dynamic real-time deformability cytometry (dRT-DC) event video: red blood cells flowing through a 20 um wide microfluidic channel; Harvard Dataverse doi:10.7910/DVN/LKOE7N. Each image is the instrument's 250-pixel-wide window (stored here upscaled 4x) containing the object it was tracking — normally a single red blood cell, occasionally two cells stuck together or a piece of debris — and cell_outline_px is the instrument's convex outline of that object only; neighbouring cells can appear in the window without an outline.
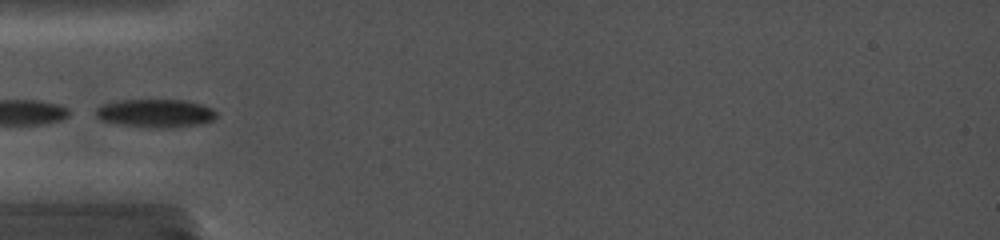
{"species": "common noctule bat (a hibernating species)", "species_latin": "Nyctalus noctula", "temperature_condition": "cold", "stored_images_in_passage": 16, "camera_frame_rate_fps": 5000, "um_per_image_px": 0.085, "animal": {"sex": "female", "body_mass_g": 19.0, "forearm_length_mm": 56.7}, "frame": {"image": 1, "passage_image": 1, "time_ms": 0.0, "image_size_px": [1000, 240], "cell_outline_px": [[216, 116], [212, 120], [196, 124], [172, 128], [156, 128], [120, 124], [100, 120], [96, 116], [96, 108], [100, 104], [116, 100], [188, 100], [212, 108], [216, 112]], "centroid_in_image_um": [13.17, 9.61], "position_along_channel_um": 71.8, "area_um2": 19.88}}